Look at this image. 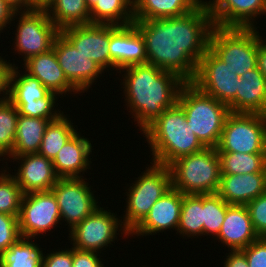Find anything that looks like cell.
<instances>
[{"mask_svg":"<svg viewBox=\"0 0 266 267\" xmlns=\"http://www.w3.org/2000/svg\"><path fill=\"white\" fill-rule=\"evenodd\" d=\"M133 23L144 38L148 64L173 72L185 82L193 81L214 27L203 2L182 16Z\"/></svg>","mask_w":266,"mask_h":267,"instance_id":"6da1fadb","label":"cell"},{"mask_svg":"<svg viewBox=\"0 0 266 267\" xmlns=\"http://www.w3.org/2000/svg\"><path fill=\"white\" fill-rule=\"evenodd\" d=\"M119 72L125 105L141 132L177 103L180 89L186 83L175 73L148 63L132 65Z\"/></svg>","mask_w":266,"mask_h":267,"instance_id":"7a4b0ae2","label":"cell"},{"mask_svg":"<svg viewBox=\"0 0 266 267\" xmlns=\"http://www.w3.org/2000/svg\"><path fill=\"white\" fill-rule=\"evenodd\" d=\"M141 134L150 145V160L159 165L168 166L180 157L205 148L188 126L185 111L178 103L166 109Z\"/></svg>","mask_w":266,"mask_h":267,"instance_id":"3957f363","label":"cell"},{"mask_svg":"<svg viewBox=\"0 0 266 267\" xmlns=\"http://www.w3.org/2000/svg\"><path fill=\"white\" fill-rule=\"evenodd\" d=\"M177 103L185 111L187 124L199 141L205 147L216 148L230 113L228 105L203 93L191 82L181 87Z\"/></svg>","mask_w":266,"mask_h":267,"instance_id":"277c9868","label":"cell"},{"mask_svg":"<svg viewBox=\"0 0 266 267\" xmlns=\"http://www.w3.org/2000/svg\"><path fill=\"white\" fill-rule=\"evenodd\" d=\"M172 187L183 194L217 193L221 179L220 158L216 148L180 157L168 165Z\"/></svg>","mask_w":266,"mask_h":267,"instance_id":"5b68a950","label":"cell"},{"mask_svg":"<svg viewBox=\"0 0 266 267\" xmlns=\"http://www.w3.org/2000/svg\"><path fill=\"white\" fill-rule=\"evenodd\" d=\"M257 28L214 26L211 31L209 48L238 77L257 67L259 45L265 40Z\"/></svg>","mask_w":266,"mask_h":267,"instance_id":"8992f818","label":"cell"},{"mask_svg":"<svg viewBox=\"0 0 266 267\" xmlns=\"http://www.w3.org/2000/svg\"><path fill=\"white\" fill-rule=\"evenodd\" d=\"M150 163L125 190L126 210L121 220L129 233L145 218L153 204L172 188L169 167Z\"/></svg>","mask_w":266,"mask_h":267,"instance_id":"52a82bcc","label":"cell"},{"mask_svg":"<svg viewBox=\"0 0 266 267\" xmlns=\"http://www.w3.org/2000/svg\"><path fill=\"white\" fill-rule=\"evenodd\" d=\"M217 152L266 153V115L230 112Z\"/></svg>","mask_w":266,"mask_h":267,"instance_id":"ba28073f","label":"cell"},{"mask_svg":"<svg viewBox=\"0 0 266 267\" xmlns=\"http://www.w3.org/2000/svg\"><path fill=\"white\" fill-rule=\"evenodd\" d=\"M15 19L18 22L13 49L22 56L20 58L23 62L52 49L60 30L51 21L46 10L16 11L13 20Z\"/></svg>","mask_w":266,"mask_h":267,"instance_id":"9c48e42d","label":"cell"},{"mask_svg":"<svg viewBox=\"0 0 266 267\" xmlns=\"http://www.w3.org/2000/svg\"><path fill=\"white\" fill-rule=\"evenodd\" d=\"M117 216V213L115 215L111 210L99 206L92 214L68 230L72 247L101 254L104 247L113 245L112 242L120 235L119 232L122 236L125 235L124 238L129 237V231L123 226L121 217Z\"/></svg>","mask_w":266,"mask_h":267,"instance_id":"30bf717a","label":"cell"},{"mask_svg":"<svg viewBox=\"0 0 266 267\" xmlns=\"http://www.w3.org/2000/svg\"><path fill=\"white\" fill-rule=\"evenodd\" d=\"M61 222L56 196L52 190L24 194L18 216L22 238L38 239Z\"/></svg>","mask_w":266,"mask_h":267,"instance_id":"8fae6325","label":"cell"},{"mask_svg":"<svg viewBox=\"0 0 266 267\" xmlns=\"http://www.w3.org/2000/svg\"><path fill=\"white\" fill-rule=\"evenodd\" d=\"M86 178H59L51 190L56 196L61 221H66L71 230L76 224L92 214L98 207L92 186Z\"/></svg>","mask_w":266,"mask_h":267,"instance_id":"7c38bea8","label":"cell"},{"mask_svg":"<svg viewBox=\"0 0 266 267\" xmlns=\"http://www.w3.org/2000/svg\"><path fill=\"white\" fill-rule=\"evenodd\" d=\"M240 77L232 74L229 67L210 48L197 65L191 82L203 93L228 105L235 97Z\"/></svg>","mask_w":266,"mask_h":267,"instance_id":"4fadbf2b","label":"cell"},{"mask_svg":"<svg viewBox=\"0 0 266 267\" xmlns=\"http://www.w3.org/2000/svg\"><path fill=\"white\" fill-rule=\"evenodd\" d=\"M52 48L65 77L79 93L92 88L97 78L105 73L101 66L86 58L61 33L55 38Z\"/></svg>","mask_w":266,"mask_h":267,"instance_id":"5bb4252c","label":"cell"},{"mask_svg":"<svg viewBox=\"0 0 266 267\" xmlns=\"http://www.w3.org/2000/svg\"><path fill=\"white\" fill-rule=\"evenodd\" d=\"M203 4L214 26L222 28H256V17L266 15V0H203Z\"/></svg>","mask_w":266,"mask_h":267,"instance_id":"9a60e30c","label":"cell"},{"mask_svg":"<svg viewBox=\"0 0 266 267\" xmlns=\"http://www.w3.org/2000/svg\"><path fill=\"white\" fill-rule=\"evenodd\" d=\"M60 33L86 58L110 70V25L87 24L66 27Z\"/></svg>","mask_w":266,"mask_h":267,"instance_id":"2e32d148","label":"cell"},{"mask_svg":"<svg viewBox=\"0 0 266 267\" xmlns=\"http://www.w3.org/2000/svg\"><path fill=\"white\" fill-rule=\"evenodd\" d=\"M108 48L110 71L118 72L132 65L147 63L145 41L134 23L122 26L110 25Z\"/></svg>","mask_w":266,"mask_h":267,"instance_id":"e0dca14e","label":"cell"},{"mask_svg":"<svg viewBox=\"0 0 266 267\" xmlns=\"http://www.w3.org/2000/svg\"><path fill=\"white\" fill-rule=\"evenodd\" d=\"M183 196V193L172 187L153 204L145 218L130 232V237L152 236L167 229L177 231Z\"/></svg>","mask_w":266,"mask_h":267,"instance_id":"ac0fdd59","label":"cell"},{"mask_svg":"<svg viewBox=\"0 0 266 267\" xmlns=\"http://www.w3.org/2000/svg\"><path fill=\"white\" fill-rule=\"evenodd\" d=\"M18 162V170L12 176L24 194L49 191L57 183L59 177L55 173L53 162L38 153L24 154L10 158ZM20 161V162H19ZM20 164V165H19Z\"/></svg>","mask_w":266,"mask_h":267,"instance_id":"d6986e66","label":"cell"},{"mask_svg":"<svg viewBox=\"0 0 266 267\" xmlns=\"http://www.w3.org/2000/svg\"><path fill=\"white\" fill-rule=\"evenodd\" d=\"M259 238L246 205L228 204L219 234L214 238L228 251L242 250Z\"/></svg>","mask_w":266,"mask_h":267,"instance_id":"ffe728a7","label":"cell"},{"mask_svg":"<svg viewBox=\"0 0 266 267\" xmlns=\"http://www.w3.org/2000/svg\"><path fill=\"white\" fill-rule=\"evenodd\" d=\"M84 137L80 132H76L52 160L59 178H84V172L91 169L92 158L89 157L93 144L89 138Z\"/></svg>","mask_w":266,"mask_h":267,"instance_id":"44dd1931","label":"cell"},{"mask_svg":"<svg viewBox=\"0 0 266 267\" xmlns=\"http://www.w3.org/2000/svg\"><path fill=\"white\" fill-rule=\"evenodd\" d=\"M22 65L26 73L37 78L50 92L56 93L59 97L63 94L80 95L65 77L53 48L28 58Z\"/></svg>","mask_w":266,"mask_h":267,"instance_id":"7402d4cb","label":"cell"},{"mask_svg":"<svg viewBox=\"0 0 266 267\" xmlns=\"http://www.w3.org/2000/svg\"><path fill=\"white\" fill-rule=\"evenodd\" d=\"M266 192V172L221 174L217 194L228 204L246 205Z\"/></svg>","mask_w":266,"mask_h":267,"instance_id":"603a6c76","label":"cell"},{"mask_svg":"<svg viewBox=\"0 0 266 267\" xmlns=\"http://www.w3.org/2000/svg\"><path fill=\"white\" fill-rule=\"evenodd\" d=\"M228 107L230 112L266 115V78L257 67L242 74Z\"/></svg>","mask_w":266,"mask_h":267,"instance_id":"cb8c5ba5","label":"cell"},{"mask_svg":"<svg viewBox=\"0 0 266 267\" xmlns=\"http://www.w3.org/2000/svg\"><path fill=\"white\" fill-rule=\"evenodd\" d=\"M203 0H133L134 20L160 19L185 15Z\"/></svg>","mask_w":266,"mask_h":267,"instance_id":"d4e9b609","label":"cell"},{"mask_svg":"<svg viewBox=\"0 0 266 267\" xmlns=\"http://www.w3.org/2000/svg\"><path fill=\"white\" fill-rule=\"evenodd\" d=\"M50 121L52 120L19 115L13 149L7 156L8 158H4L5 163L9 161V158L38 153L43 135Z\"/></svg>","mask_w":266,"mask_h":267,"instance_id":"484cf974","label":"cell"},{"mask_svg":"<svg viewBox=\"0 0 266 267\" xmlns=\"http://www.w3.org/2000/svg\"><path fill=\"white\" fill-rule=\"evenodd\" d=\"M13 63L9 78L8 100L11 103H28L46 98L51 92L35 77Z\"/></svg>","mask_w":266,"mask_h":267,"instance_id":"4316f807","label":"cell"},{"mask_svg":"<svg viewBox=\"0 0 266 267\" xmlns=\"http://www.w3.org/2000/svg\"><path fill=\"white\" fill-rule=\"evenodd\" d=\"M46 11L59 30L91 23L90 10L85 0H54Z\"/></svg>","mask_w":266,"mask_h":267,"instance_id":"83f0119b","label":"cell"},{"mask_svg":"<svg viewBox=\"0 0 266 267\" xmlns=\"http://www.w3.org/2000/svg\"><path fill=\"white\" fill-rule=\"evenodd\" d=\"M91 24L128 25L134 22L133 0H98L90 9Z\"/></svg>","mask_w":266,"mask_h":267,"instance_id":"f1b7e54d","label":"cell"},{"mask_svg":"<svg viewBox=\"0 0 266 267\" xmlns=\"http://www.w3.org/2000/svg\"><path fill=\"white\" fill-rule=\"evenodd\" d=\"M71 118L61 114L57 119L49 122L38 154L53 160L60 149L70 140V138L77 132V125H73Z\"/></svg>","mask_w":266,"mask_h":267,"instance_id":"f546056e","label":"cell"},{"mask_svg":"<svg viewBox=\"0 0 266 267\" xmlns=\"http://www.w3.org/2000/svg\"><path fill=\"white\" fill-rule=\"evenodd\" d=\"M204 195L184 194L176 234L192 239L203 236Z\"/></svg>","mask_w":266,"mask_h":267,"instance_id":"4dcf8cb0","label":"cell"},{"mask_svg":"<svg viewBox=\"0 0 266 267\" xmlns=\"http://www.w3.org/2000/svg\"><path fill=\"white\" fill-rule=\"evenodd\" d=\"M32 238H20L0 255V267H42L43 248Z\"/></svg>","mask_w":266,"mask_h":267,"instance_id":"1f68e13d","label":"cell"},{"mask_svg":"<svg viewBox=\"0 0 266 267\" xmlns=\"http://www.w3.org/2000/svg\"><path fill=\"white\" fill-rule=\"evenodd\" d=\"M221 174L266 172V153L218 152Z\"/></svg>","mask_w":266,"mask_h":267,"instance_id":"d6a6232c","label":"cell"},{"mask_svg":"<svg viewBox=\"0 0 266 267\" xmlns=\"http://www.w3.org/2000/svg\"><path fill=\"white\" fill-rule=\"evenodd\" d=\"M18 116V109L8 99L0 101V161L13 149Z\"/></svg>","mask_w":266,"mask_h":267,"instance_id":"836d02e7","label":"cell"},{"mask_svg":"<svg viewBox=\"0 0 266 267\" xmlns=\"http://www.w3.org/2000/svg\"><path fill=\"white\" fill-rule=\"evenodd\" d=\"M2 168L0 171V213L18 217L24 193L15 178L9 173L8 163L6 164L7 169L5 165Z\"/></svg>","mask_w":266,"mask_h":267,"instance_id":"e575fe53","label":"cell"},{"mask_svg":"<svg viewBox=\"0 0 266 267\" xmlns=\"http://www.w3.org/2000/svg\"><path fill=\"white\" fill-rule=\"evenodd\" d=\"M228 203L217 193L204 194L203 236L215 238L221 229L226 216Z\"/></svg>","mask_w":266,"mask_h":267,"instance_id":"d590c367","label":"cell"},{"mask_svg":"<svg viewBox=\"0 0 266 267\" xmlns=\"http://www.w3.org/2000/svg\"><path fill=\"white\" fill-rule=\"evenodd\" d=\"M57 98L58 95L54 92H51L46 98L36 100L35 102L12 104L18 109L19 115L32 118L55 120L64 113V111H61L57 108Z\"/></svg>","mask_w":266,"mask_h":267,"instance_id":"8d00e7d4","label":"cell"},{"mask_svg":"<svg viewBox=\"0 0 266 267\" xmlns=\"http://www.w3.org/2000/svg\"><path fill=\"white\" fill-rule=\"evenodd\" d=\"M20 238L18 217L0 213V255Z\"/></svg>","mask_w":266,"mask_h":267,"instance_id":"74e56055","label":"cell"},{"mask_svg":"<svg viewBox=\"0 0 266 267\" xmlns=\"http://www.w3.org/2000/svg\"><path fill=\"white\" fill-rule=\"evenodd\" d=\"M254 230L259 237H266V192L246 204Z\"/></svg>","mask_w":266,"mask_h":267,"instance_id":"f35d334b","label":"cell"},{"mask_svg":"<svg viewBox=\"0 0 266 267\" xmlns=\"http://www.w3.org/2000/svg\"><path fill=\"white\" fill-rule=\"evenodd\" d=\"M241 251L245 254L249 267H266V237H259Z\"/></svg>","mask_w":266,"mask_h":267,"instance_id":"ab89813d","label":"cell"},{"mask_svg":"<svg viewBox=\"0 0 266 267\" xmlns=\"http://www.w3.org/2000/svg\"><path fill=\"white\" fill-rule=\"evenodd\" d=\"M73 265V247L64 250L57 249L43 255L42 267H72Z\"/></svg>","mask_w":266,"mask_h":267,"instance_id":"60d3db41","label":"cell"},{"mask_svg":"<svg viewBox=\"0 0 266 267\" xmlns=\"http://www.w3.org/2000/svg\"><path fill=\"white\" fill-rule=\"evenodd\" d=\"M99 252L79 250L73 247L72 267H106ZM103 262V263H102Z\"/></svg>","mask_w":266,"mask_h":267,"instance_id":"b9f144b4","label":"cell"},{"mask_svg":"<svg viewBox=\"0 0 266 267\" xmlns=\"http://www.w3.org/2000/svg\"><path fill=\"white\" fill-rule=\"evenodd\" d=\"M12 66V63L7 62V60L0 56V101L8 98L9 78Z\"/></svg>","mask_w":266,"mask_h":267,"instance_id":"7bdbcfd3","label":"cell"},{"mask_svg":"<svg viewBox=\"0 0 266 267\" xmlns=\"http://www.w3.org/2000/svg\"><path fill=\"white\" fill-rule=\"evenodd\" d=\"M223 260V267H249L247 258L241 250L230 251Z\"/></svg>","mask_w":266,"mask_h":267,"instance_id":"ee69618b","label":"cell"},{"mask_svg":"<svg viewBox=\"0 0 266 267\" xmlns=\"http://www.w3.org/2000/svg\"><path fill=\"white\" fill-rule=\"evenodd\" d=\"M16 10L13 9L5 0H0V33L11 25Z\"/></svg>","mask_w":266,"mask_h":267,"instance_id":"f6af8a7d","label":"cell"},{"mask_svg":"<svg viewBox=\"0 0 266 267\" xmlns=\"http://www.w3.org/2000/svg\"><path fill=\"white\" fill-rule=\"evenodd\" d=\"M257 68L266 78V39L259 45Z\"/></svg>","mask_w":266,"mask_h":267,"instance_id":"bcb514c9","label":"cell"},{"mask_svg":"<svg viewBox=\"0 0 266 267\" xmlns=\"http://www.w3.org/2000/svg\"><path fill=\"white\" fill-rule=\"evenodd\" d=\"M54 0H28V10H47Z\"/></svg>","mask_w":266,"mask_h":267,"instance_id":"7dc6e473","label":"cell"},{"mask_svg":"<svg viewBox=\"0 0 266 267\" xmlns=\"http://www.w3.org/2000/svg\"><path fill=\"white\" fill-rule=\"evenodd\" d=\"M16 11H28V0H5Z\"/></svg>","mask_w":266,"mask_h":267,"instance_id":"c3c4849f","label":"cell"},{"mask_svg":"<svg viewBox=\"0 0 266 267\" xmlns=\"http://www.w3.org/2000/svg\"><path fill=\"white\" fill-rule=\"evenodd\" d=\"M98 0H85L87 7L89 8V10L95 5V3Z\"/></svg>","mask_w":266,"mask_h":267,"instance_id":"681fc988","label":"cell"}]
</instances>
